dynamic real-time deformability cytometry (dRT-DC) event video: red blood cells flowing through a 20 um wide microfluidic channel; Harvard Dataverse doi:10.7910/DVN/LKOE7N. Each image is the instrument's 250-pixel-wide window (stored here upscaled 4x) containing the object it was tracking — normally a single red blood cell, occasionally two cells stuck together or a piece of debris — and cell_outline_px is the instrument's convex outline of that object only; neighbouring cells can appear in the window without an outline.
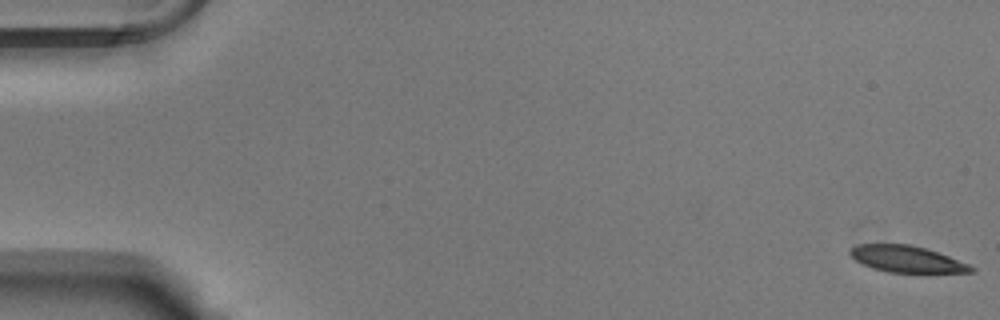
{"species": "Egyptian fruit bat (a non-hibernating species)", "species_latin": "Rousettus aegyptiacus", "temperature_condition": "warm", "stored_images_in_passage": 54, "camera_frame_rate_fps": 3000, "um_per_image_px": 0.085, "animal": {"sex": "male"}, "frame": {"image": 1, "passage_image": 1, "time_ms": 0.0, "image_size_px": [1000, 320], "cell_outline_px": [[976, 272], [888, 272], [872, 268], [856, 260], [848, 252], [856, 244], [908, 244], [924, 248], [948, 256], [968, 264], [976, 268]], "centroid_in_image_um": [77.06, 22.02], "position_along_channel_um": 7.9, "area_um2": 18.38}}
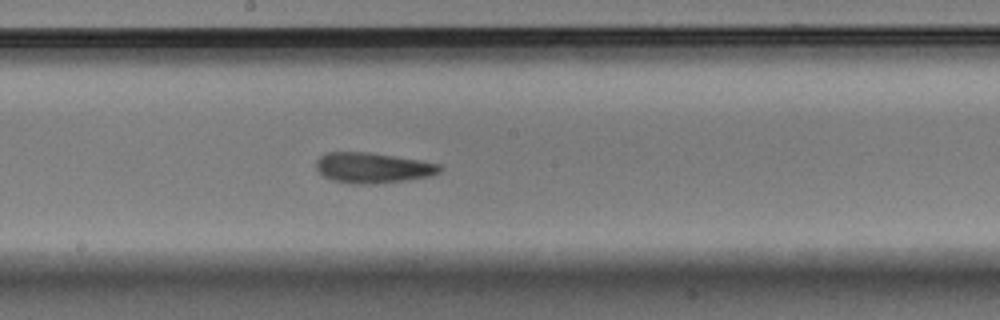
{"frame": {"image": 2, "passage_image": 30, "time_ms": 9.667, "image_size_px": [1000, 320], "cell_outline_px": [[444, 168], [440, 172], [432, 176], [404, 180], [372, 184], [352, 184], [332, 180], [324, 176], [316, 168], [316, 160], [324, 152], [368, 152], [396, 156], [420, 160], [440, 164]], "centroid_in_image_um": [31.7, 14.26], "position_along_channel_um": 216.5, "area_um2": 22.08}}
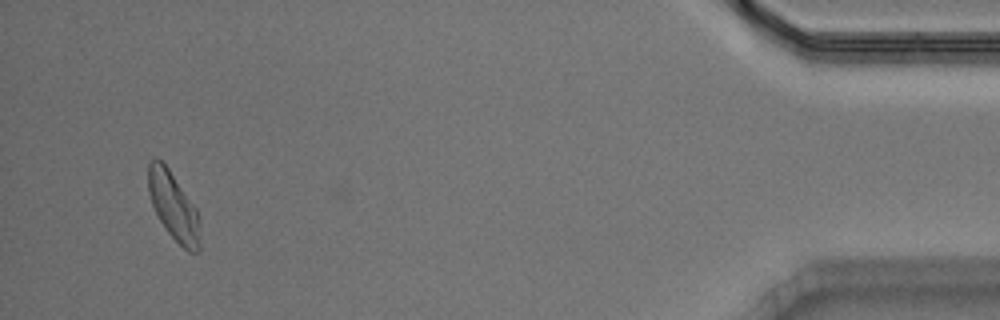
{"frame": {"image": 3, "passage_image": 52, "time_ms": 17.0, "image_size_px": [1000, 320], "cell_outline_px": [[200, 248], [196, 252], [188, 252], [168, 232], [160, 220], [152, 204], [148, 192], [148, 164], [156, 156], [168, 168], [196, 208], [200, 216]], "centroid_in_image_um": [14.76, 17.54], "position_along_channel_um": 420.4, "area_um2": 20.35}, "authors_computed_cell_mechanics": {"area_um2": 21.0681, "velocity_mm_per_s": 3.7632, "shape_relaxation_time_tau1_ms": 7.7116, "shape_relaxation_time_tau2_ms": 2.7782, "deformation_change_tau1": 0.2072, "deformation_change_tau2": 0.1134}}